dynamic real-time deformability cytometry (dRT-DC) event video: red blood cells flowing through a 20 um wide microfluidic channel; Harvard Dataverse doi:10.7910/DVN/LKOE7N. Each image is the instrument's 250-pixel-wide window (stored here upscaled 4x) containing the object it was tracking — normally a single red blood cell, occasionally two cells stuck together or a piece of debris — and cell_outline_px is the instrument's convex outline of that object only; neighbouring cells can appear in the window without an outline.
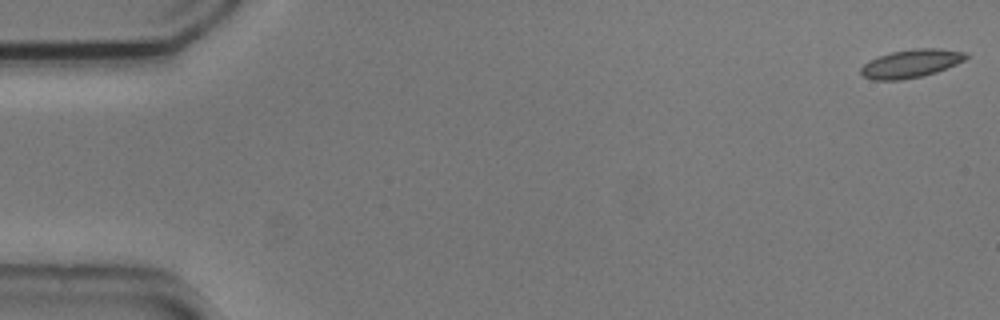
{"species": "common noctule bat (a hibernating species)", "species_latin": "Nyctalus noctula", "temperature_condition": "cold", "stored_images_in_passage": 47, "camera_frame_rate_fps": 3000, "um_per_image_px": 0.085, "animal": {"sex": "male", "body_mass_g": 20.5, "forearm_length_mm": 52.5}, "frame": {"image": 1, "passage_image": 1, "time_ms": 0.0, "image_size_px": [1000, 320], "cell_outline_px": [[968, 56], [964, 60], [956, 64], [936, 72], [920, 76], [900, 80], [872, 80], [864, 76], [860, 72], [860, 68], [868, 60], [892, 52], [916, 48], [936, 48], [968, 52]], "centroid_in_image_um": [77.43, 5.39], "position_along_channel_um": 7.6, "area_um2": 17.17}}
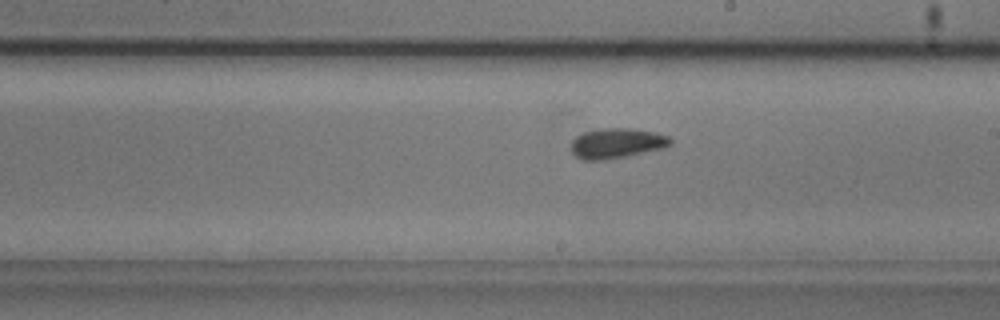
{"frame": {"image": 2, "passage_image": 31, "time_ms": 10.0, "image_size_px": [1000, 320], "cell_outline_px": [[672, 144], [664, 148], [604, 160], [584, 160], [576, 156], [572, 152], [572, 140], [576, 136], [584, 132], [600, 128], [628, 128], [656, 132], [668, 136], [672, 140]], "centroid_in_image_um": [52.43, 12.16], "position_along_channel_um": 236.6, "area_um2": 17.34}}
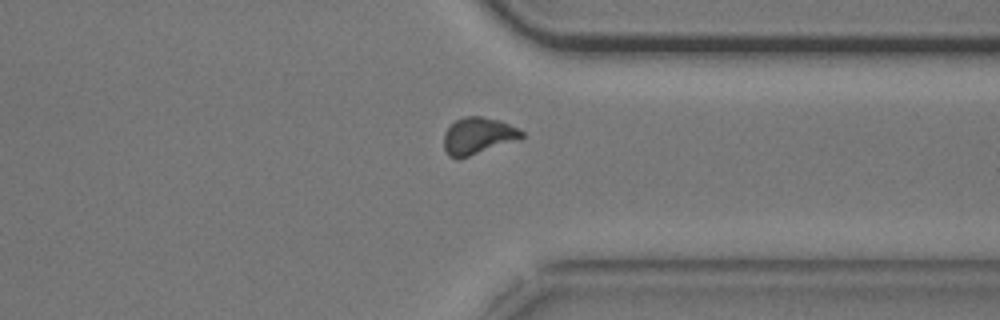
{"frame": {"image": 3, "passage_image": 42, "time_ms": 13.667, "image_size_px": [1000, 320], "cell_outline_px": [[524, 136], [520, 140], [456, 160], [448, 156], [444, 148], [444, 132], [456, 120], [464, 116], [480, 116], [500, 120], [524, 132]], "centroid_in_image_um": [40.63, 11.56], "position_along_channel_um": 370.8, "area_um2": 16.82}}